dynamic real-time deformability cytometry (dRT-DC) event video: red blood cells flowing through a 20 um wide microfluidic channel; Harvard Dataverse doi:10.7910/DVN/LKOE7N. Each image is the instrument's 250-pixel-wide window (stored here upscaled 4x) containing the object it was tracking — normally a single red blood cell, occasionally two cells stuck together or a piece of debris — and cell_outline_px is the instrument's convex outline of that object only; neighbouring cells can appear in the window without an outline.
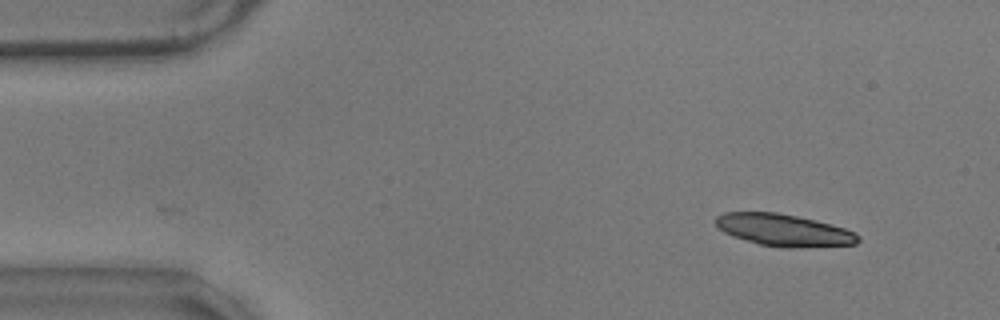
{"species": "common noctule bat (a hibernating species)", "species_latin": "Nyctalus noctula", "temperature_condition": "warm", "stored_images_in_passage": 44, "camera_frame_rate_fps": 3000, "um_per_image_px": 0.085, "animal": {"sex": "male", "body_mass_g": 17.9}, "frame": {"image": 1, "passage_image": 1, "time_ms": 0.0, "image_size_px": [1000, 320], "cell_outline_px": [[860, 240], [856, 244], [788, 248], [760, 244], [724, 232], [716, 224], [716, 216], [724, 212], [776, 212], [816, 220], [832, 224], [844, 228], [860, 236]], "centroid_in_image_um": [66.65, 19.55], "position_along_channel_um": 18.4, "area_um2": 26.18}, "authors_computed_cell_mechanics": {"area_um2": 18.1492, "velocity_mm_per_s": 3.4736, "shape_relaxation_time_tau1_ms": 9.775, "shape_relaxation_time_tau2_ms": null, "deformation_change_tau1": 0.1853, "deformation_change_tau2": null}}